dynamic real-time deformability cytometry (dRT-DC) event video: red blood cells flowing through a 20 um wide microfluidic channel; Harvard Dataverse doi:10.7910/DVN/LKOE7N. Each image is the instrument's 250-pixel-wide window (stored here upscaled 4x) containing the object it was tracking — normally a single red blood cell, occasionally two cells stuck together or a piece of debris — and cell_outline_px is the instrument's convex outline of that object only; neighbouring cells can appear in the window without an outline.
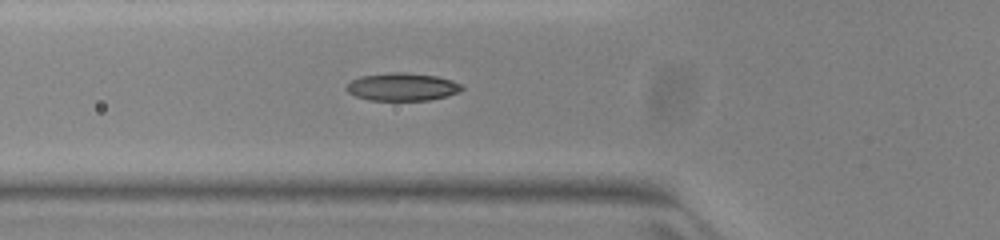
{"species": "common noctule bat (a hibernating species)", "species_latin": "Nyctalus noctula", "temperature_condition": "warm", "stored_images_in_passage": 36, "segment_of_instrument_passage": [1, 2], "camera_frame_rate_fps": 3000, "um_per_image_px": 0.085, "animal": {"sex": "female", "body_mass_g": 23.0, "forearm_length_mm": 53.4}, "frame": {"image": 1, "passage_image": 2, "time_ms": 0.333, "image_size_px": [1000, 240], "cell_outline_px": [[464, 88], [460, 92], [448, 96], [428, 100], [368, 100], [356, 96], [348, 92], [344, 88], [352, 80], [360, 76], [392, 72], [404, 72], [436, 76], [452, 80], [464, 84]], "centroid_in_image_um": [34.23, 7.38], "position_along_channel_um": 91.6, "area_um2": 18.84}}
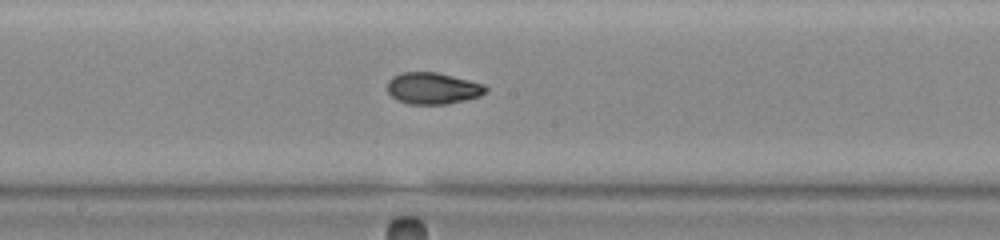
{"frame": {"image": 2, "passage_image": 11, "time_ms": 3.333, "image_size_px": [1000, 240], "cell_outline_px": [[488, 92], [480, 96], [464, 100], [444, 104], [408, 104], [396, 100], [388, 92], [388, 80], [392, 76], [400, 72], [436, 72], [484, 84], [488, 88]], "centroid_in_image_um": [36.78, 7.5], "position_along_channel_um": 211.4, "area_um2": 18.15}}
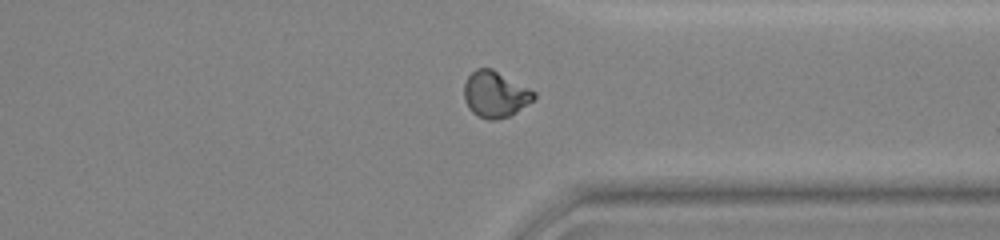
{"frame": {"image": 3, "passage_image": 23, "time_ms": 7.333, "image_size_px": [1000, 240], "cell_outline_px": [[536, 96], [532, 100], [516, 112], [508, 116], [496, 120], [488, 120], [472, 112], [468, 108], [464, 100], [464, 84], [468, 76], [476, 68], [492, 68], [536, 92]], "centroid_in_image_um": [42.07, 8.01], "position_along_channel_um": 369.3, "area_um2": 18.67}}